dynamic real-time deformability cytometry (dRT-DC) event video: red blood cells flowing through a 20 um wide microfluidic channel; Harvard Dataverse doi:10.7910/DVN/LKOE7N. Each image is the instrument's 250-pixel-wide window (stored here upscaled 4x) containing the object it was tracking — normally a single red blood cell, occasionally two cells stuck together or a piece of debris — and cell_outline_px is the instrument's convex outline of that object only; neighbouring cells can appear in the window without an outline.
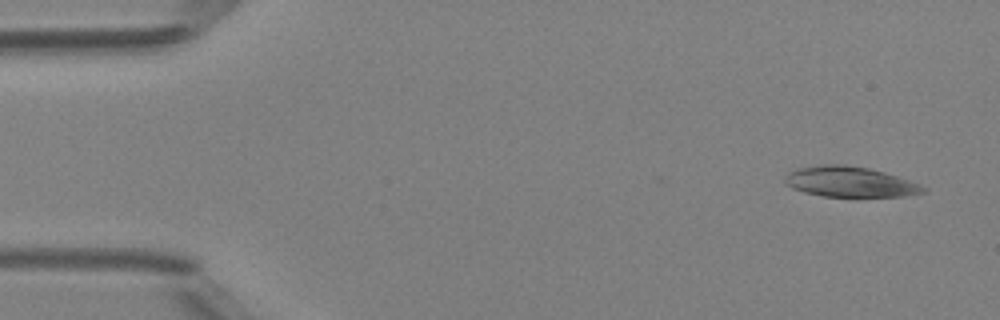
{"species": "Egyptian fruit bat (a non-hibernating species)", "species_latin": "Rousettus aegyptiacus", "temperature_condition": "room temperature", "stored_images_in_passage": 47, "camera_frame_rate_fps": 3000, "um_per_image_px": 0.085, "animal": {"sex": "female"}, "frame": {"image": 1, "passage_image": 1, "time_ms": 0.0, "image_size_px": [1000, 320], "cell_outline_px": [[928, 188], [924, 192], [904, 196], [824, 196], [804, 192], [792, 188], [784, 184], [784, 180], [788, 172], [796, 168], [820, 164], [844, 164], [868, 168], [884, 172], [920, 184]], "centroid_in_image_um": [72.2, 15.44], "position_along_channel_um": 12.8, "area_um2": 24.45}}
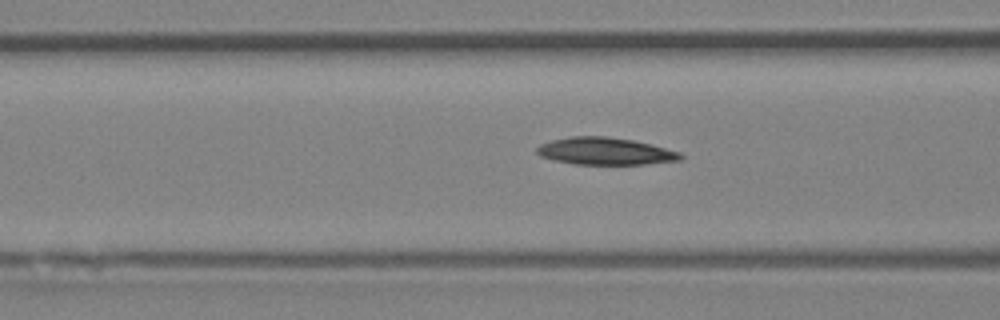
{"frame": {"image": 2, "passage_image": 17, "time_ms": 5.333, "image_size_px": [1000, 320], "cell_outline_px": [[684, 156], [680, 160], [644, 164], [576, 164], [552, 160], [540, 156], [536, 152], [536, 148], [540, 144], [552, 140], [572, 136], [608, 136], [632, 140], [652, 144], [680, 152]], "centroid_in_image_um": [51.43, 12.85], "position_along_channel_um": 115.2, "area_um2": 22.83}}
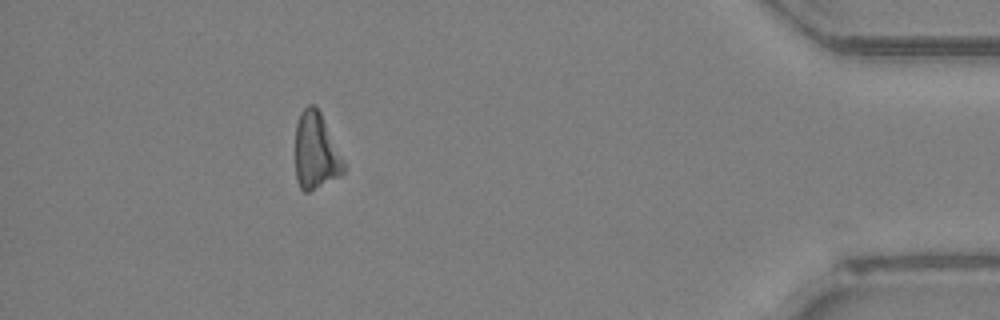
{"frame": {"image": 3, "passage_image": 42, "time_ms": 13.667, "image_size_px": [1000, 320], "cell_outline_px": [[344, 172], [340, 176], [308, 192], [304, 192], [300, 188], [296, 180], [296, 124], [300, 112], [308, 104], [312, 104], [320, 112], [344, 160]], "centroid_in_image_um": [26.83, 12.86], "position_along_channel_um": 408.4, "area_um2": 21.44}, "authors_computed_cell_mechanics": {"area_um2": 22.7732, "velocity_mm_per_s": 4.1944, "shape_relaxation_time_tau1_ms": 8.0505, "shape_relaxation_time_tau2_ms": null, "deformation_change_tau1": 0.1367, "deformation_change_tau2": null}}